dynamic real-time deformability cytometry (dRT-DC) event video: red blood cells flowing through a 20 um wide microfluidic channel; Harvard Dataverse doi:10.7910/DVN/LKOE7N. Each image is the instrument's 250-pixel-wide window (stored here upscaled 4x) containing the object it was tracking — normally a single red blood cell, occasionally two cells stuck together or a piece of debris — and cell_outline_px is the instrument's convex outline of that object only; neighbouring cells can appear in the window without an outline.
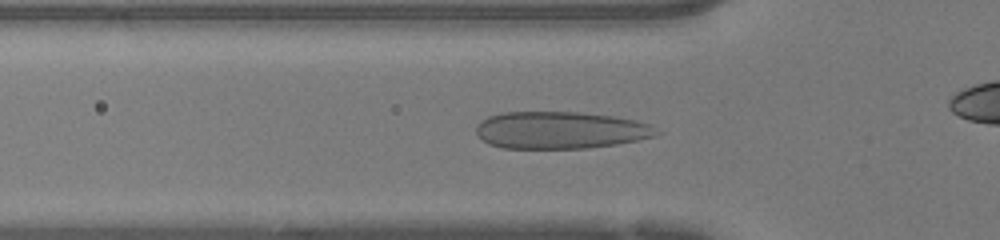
{"species": "human", "species_latin": "Homo sapiens", "temperature_condition": "warm", "stored_images_in_passage": 34, "camera_frame_rate_fps": 3000, "um_per_image_px": 0.085, "donor": {"sex": "female"}, "frame": {"image": 1, "passage_image": 11, "time_ms": 3.333, "image_size_px": [1000, 240], "cell_outline_px": [[664, 132], [656, 136], [616, 144], [588, 148], [504, 148], [488, 144], [476, 132], [476, 124], [480, 120], [488, 116], [504, 112], [576, 112], [612, 116], [636, 120], [652, 124]], "centroid_in_image_um": [47.67, 11.06], "position_along_channel_um": 78.1, "area_um2": 39.3}}
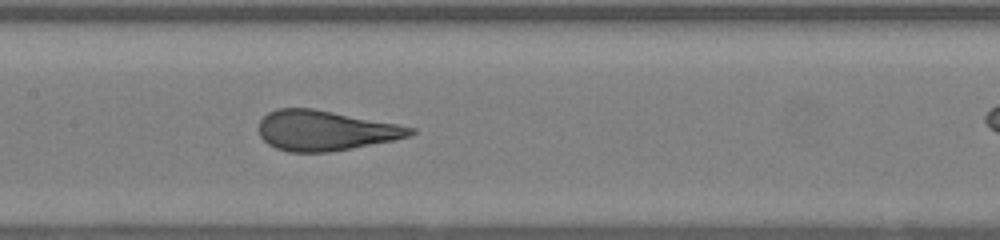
{"frame": {"image": 2, "passage_image": 18, "time_ms": 5.667, "image_size_px": [1000, 240], "cell_outline_px": [[416, 132], [408, 136], [392, 140], [352, 148], [328, 152], [288, 152], [276, 148], [268, 144], [260, 136], [260, 120], [268, 112], [276, 108], [312, 108], [396, 124], [416, 128]], "centroid_in_image_um": [27.61, 11.09], "position_along_channel_um": 179.8, "area_um2": 35.03}}
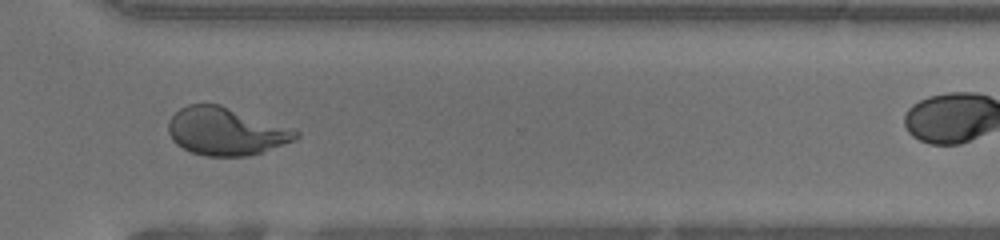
{"frame": {"image": 3, "passage_image": 30, "time_ms": 9.667, "image_size_px": [1000, 240], "cell_outline_px": [[300, 136], [296, 140], [264, 152], [248, 156], [204, 156], [192, 152], [176, 144], [172, 140], [168, 132], [168, 120], [180, 108], [188, 104], [220, 104], [296, 128], [300, 132]], "centroid_in_image_um": [19.26, 11.16], "position_along_channel_um": 351.3, "area_um2": 36.13}}